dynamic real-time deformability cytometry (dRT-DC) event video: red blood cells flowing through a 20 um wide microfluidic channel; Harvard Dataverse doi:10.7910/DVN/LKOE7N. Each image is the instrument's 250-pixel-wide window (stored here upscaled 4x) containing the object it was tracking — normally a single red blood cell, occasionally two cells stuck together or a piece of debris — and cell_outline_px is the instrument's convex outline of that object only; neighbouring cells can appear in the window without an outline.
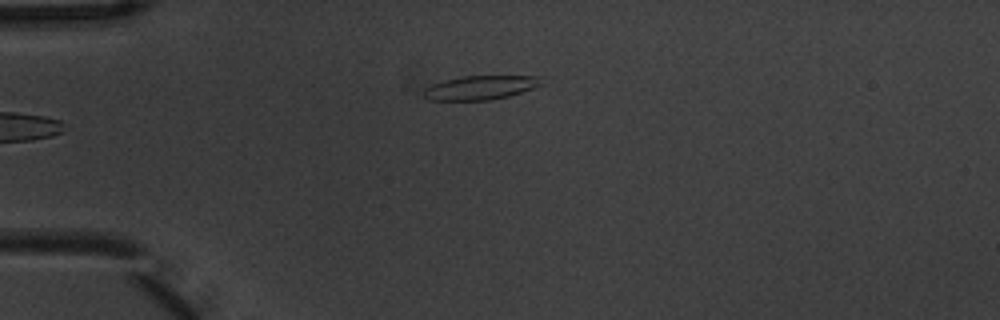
{"species": "common noctule bat (a hibernating species)", "species_latin": "Nyctalus noctula", "temperature_condition": "warm", "stored_images_in_passage": 3, "camera_frame_rate_fps": 3000, "um_per_image_px": 0.085, "animal": {"sex": "male", "body_mass_g": 20.1, "forearm_length_mm": 53.5}, "frame": {"image": 1, "passage_image": 3, "time_ms": 0.667, "image_size_px": [1000, 320], "cell_outline_px": [[544, 84], [508, 96], [492, 100], [428, 100], [424, 96], [424, 88], [432, 84], [444, 80], [460, 76], [544, 76]], "centroid_in_image_um": [40.86, 7.44], "position_along_channel_um": 44.1, "area_um2": 16.59}}